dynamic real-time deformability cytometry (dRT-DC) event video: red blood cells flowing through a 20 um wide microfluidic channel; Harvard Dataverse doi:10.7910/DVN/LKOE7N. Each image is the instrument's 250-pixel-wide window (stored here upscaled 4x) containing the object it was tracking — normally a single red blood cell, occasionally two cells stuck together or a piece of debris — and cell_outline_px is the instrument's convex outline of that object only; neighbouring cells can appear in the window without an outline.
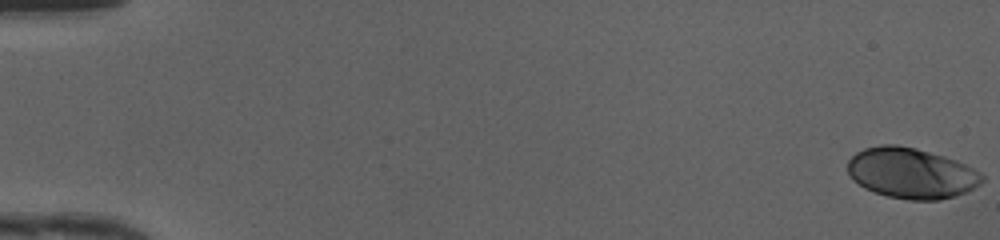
{"species": "human", "species_latin": "Homo sapiens", "temperature_condition": "cold", "stored_images_in_passage": 50, "camera_frame_rate_fps": 3000, "um_per_image_px": 0.085, "donor": {"sex": "female"}, "frame": {"image": 1, "passage_image": 1, "time_ms": 0.0, "image_size_px": [1000, 240], "cell_outline_px": [[984, 180], [980, 184], [964, 192], [940, 200], [908, 200], [888, 196], [864, 188], [852, 180], [848, 172], [848, 160], [856, 152], [864, 148], [880, 144], [896, 144], [916, 148], [944, 156], [956, 160], [980, 172], [984, 176]], "centroid_in_image_um": [77.43, 14.71], "position_along_channel_um": 7.6, "area_um2": 39.59}}
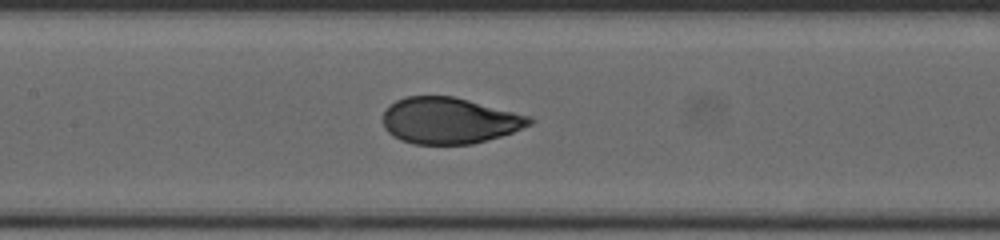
{"frame": {"image": 2, "passage_image": 25, "time_ms": 8.0, "image_size_px": [1000, 240], "cell_outline_px": [[536, 120], [532, 124], [512, 132], [500, 136], [472, 144], [412, 144], [400, 140], [392, 136], [384, 128], [384, 112], [396, 100], [404, 96], [452, 96], [532, 116]], "centroid_in_image_um": [38.21, 10.25], "position_along_channel_um": 169.2, "area_um2": 39.48}}
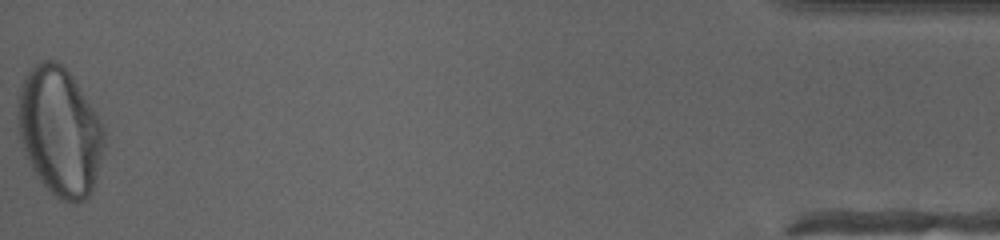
{"frame": {"image": 3, "passage_image": 50, "time_ms": 16.333, "image_size_px": [1000, 240], "cell_outline_px": [[104, 148], [92, 192], [88, 200], [76, 204], [72, 204], [60, 200], [36, 176], [24, 152], [16, 120], [16, 100], [24, 76], [36, 64], [44, 60], [56, 60], [72, 76], [96, 112], [104, 128]], "centroid_in_image_um": [5.07, 11.2], "position_along_channel_um": 430.1, "area_um2": 64.97}, "authors_computed_cell_mechanics": {"area_um2": 39.9687, "velocity_mm_per_s": 4.197, "shape_relaxation_time_tau1_ms": 4.6876, "shape_relaxation_time_tau2_ms": null, "deformation_change_tau1": 0.2041, "deformation_change_tau2": null}}